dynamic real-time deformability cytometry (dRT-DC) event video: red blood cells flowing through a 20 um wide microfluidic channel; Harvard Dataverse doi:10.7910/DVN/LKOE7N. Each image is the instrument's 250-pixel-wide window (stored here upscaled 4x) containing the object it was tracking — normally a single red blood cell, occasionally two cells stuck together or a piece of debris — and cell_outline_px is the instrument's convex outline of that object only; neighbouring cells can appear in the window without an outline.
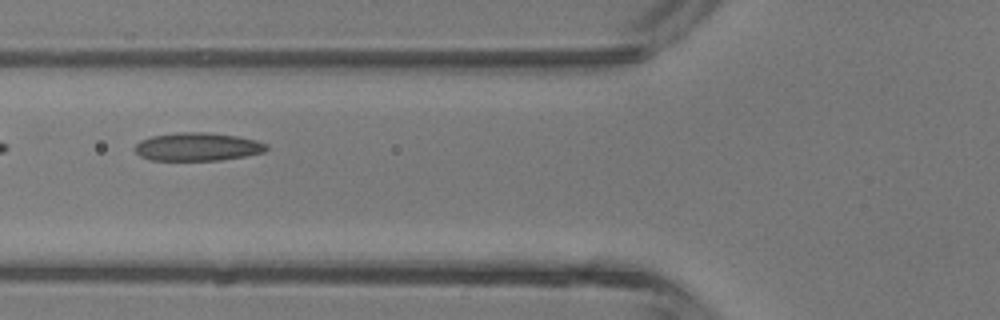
{"species": "common noctule bat (a hibernating species)", "species_latin": "Nyctalus noctula", "temperature_condition": "room temperature", "stored_images_in_passage": 5, "camera_frame_rate_fps": 3000, "um_per_image_px": 0.085, "animal": {"sex": "male", "body_mass_g": 13.3}, "frame": {"image": 1, "passage_image": 5, "time_ms": 4.667, "image_size_px": [1000, 320], "cell_outline_px": [[268, 148], [264, 152], [244, 156], [220, 160], [148, 160], [140, 156], [132, 148], [140, 140], [152, 136], [176, 132], [208, 132], [236, 136], [256, 140], [268, 144]], "centroid_in_image_um": [16.76, 12.47], "position_along_channel_um": 109.0, "area_um2": 21.73}}